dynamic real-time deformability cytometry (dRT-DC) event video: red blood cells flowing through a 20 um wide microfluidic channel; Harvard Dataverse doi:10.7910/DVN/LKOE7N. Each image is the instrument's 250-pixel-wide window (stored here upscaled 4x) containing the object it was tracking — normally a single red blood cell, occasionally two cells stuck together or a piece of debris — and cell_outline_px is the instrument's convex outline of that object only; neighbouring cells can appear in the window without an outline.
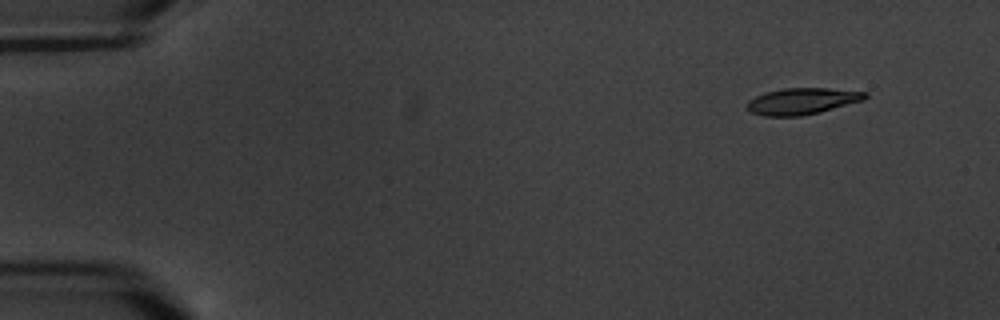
{"species": "common noctule bat (a hibernating species)", "species_latin": "Nyctalus noctula", "temperature_condition": "warm", "stored_images_in_passage": 6, "camera_frame_rate_fps": 3000, "um_per_image_px": 0.085, "animal": {"sex": "male", "body_mass_g": 20.1, "forearm_length_mm": 53.5}, "frame": {"image": 1, "passage_image": 1, "time_ms": 0.0, "image_size_px": [1000, 320], "cell_outline_px": [[868, 96], [864, 100], [820, 112], [800, 116], [764, 116], [752, 112], [748, 108], [748, 100], [764, 92], [784, 88], [828, 88], [868, 92]], "centroid_in_image_um": [68.2, 8.59], "position_along_channel_um": 16.8, "area_um2": 18.15}}
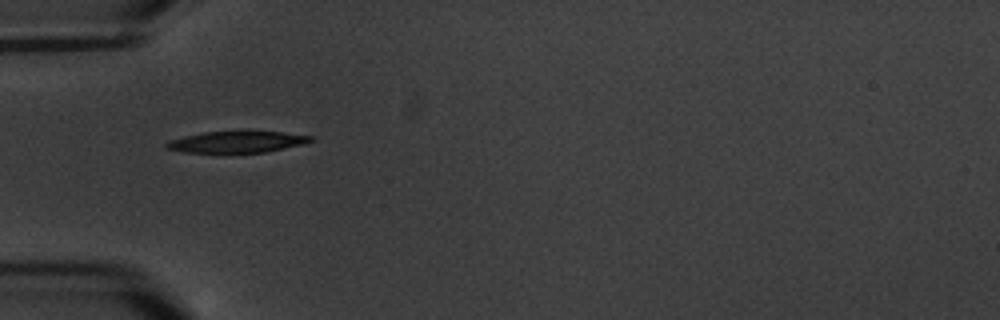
{"frame": {"image": 2, "passage_image": 5, "time_ms": 4.667, "image_size_px": [1000, 320], "cell_outline_px": [[316, 140], [304, 144], [264, 152], [184, 152], [164, 148], [164, 144], [168, 140], [184, 136], [204, 132], [244, 128], [248, 128], [312, 136]], "centroid_in_image_um": [20.15, 12.0], "position_along_channel_um": 64.9, "area_um2": 18.9}}